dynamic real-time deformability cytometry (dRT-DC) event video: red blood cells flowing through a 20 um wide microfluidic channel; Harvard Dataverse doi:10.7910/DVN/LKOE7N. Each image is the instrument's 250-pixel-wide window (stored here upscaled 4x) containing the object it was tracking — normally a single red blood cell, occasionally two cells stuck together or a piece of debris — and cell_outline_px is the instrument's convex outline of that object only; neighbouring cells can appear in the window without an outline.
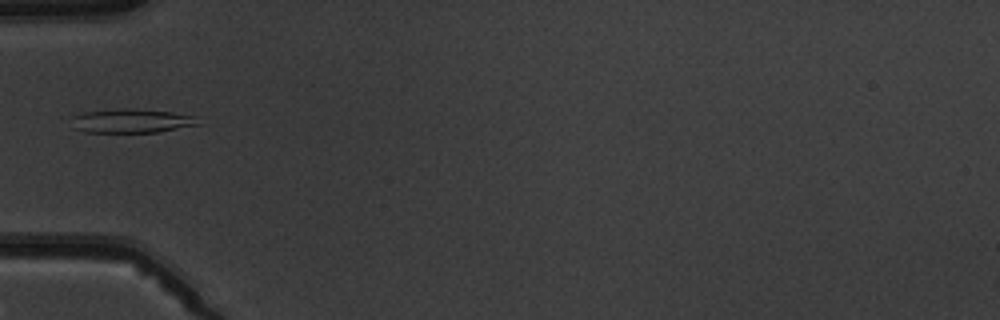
{"species": "common noctule bat (a hibernating species)", "species_latin": "Nyctalus noctula", "temperature_condition": "warm", "stored_images_in_passage": 7, "camera_frame_rate_fps": 3000, "um_per_image_px": 0.085, "animal": {"sex": "male", "body_mass_g": 19.5, "forearm_length_mm": 54.6}, "frame": {"image": 1, "passage_image": 5, "time_ms": 4.667, "image_size_px": [1000, 320], "cell_outline_px": [[204, 124], [156, 132], [84, 132], [72, 128], [72, 116], [84, 112], [120, 108], [136, 108], [172, 112], [196, 116]], "centroid_in_image_um": [11.22, 10.27], "position_along_channel_um": 73.8, "area_um2": 18.03}}
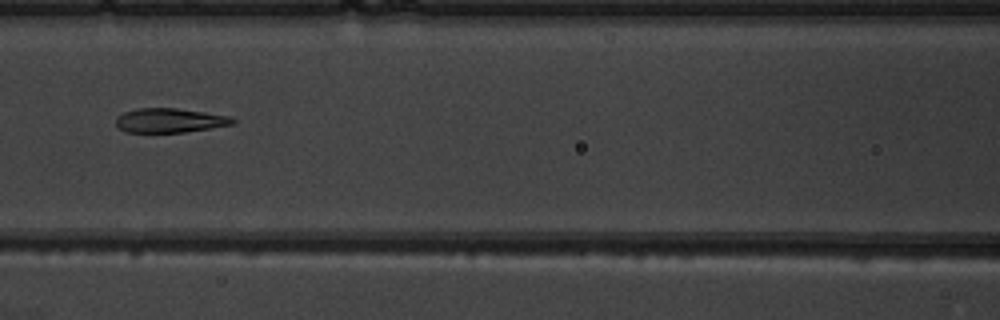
{"frame": {"image": 2, "passage_image": 7, "time_ms": 6.667, "image_size_px": [1000, 320], "cell_outline_px": [[236, 124], [184, 132], [124, 132], [116, 124], [116, 116], [124, 112], [136, 108], [176, 108], [232, 116], [236, 120]], "centroid_in_image_um": [14.45, 10.23], "position_along_channel_um": 152.2, "area_um2": 16.65}}